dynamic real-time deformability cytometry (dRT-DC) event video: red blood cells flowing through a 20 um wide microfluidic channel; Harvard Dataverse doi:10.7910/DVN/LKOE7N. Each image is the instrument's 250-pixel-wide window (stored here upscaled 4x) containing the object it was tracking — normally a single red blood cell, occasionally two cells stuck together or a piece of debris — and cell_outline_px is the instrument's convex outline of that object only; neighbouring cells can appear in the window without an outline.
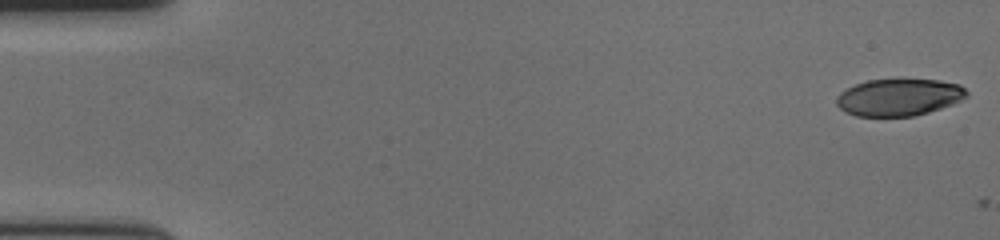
{"species": "human", "species_latin": "Homo sapiens", "temperature_condition": "cold", "stored_images_in_passage": 58, "camera_frame_rate_fps": 3000, "um_per_image_px": 0.085, "donor": {"sex": "female"}, "frame": {"image": 1, "passage_image": 1, "time_ms": 0.0, "image_size_px": [1000, 240], "cell_outline_px": [[968, 96], [952, 104], [928, 112], [912, 116], [856, 116], [844, 112], [836, 104], [836, 96], [840, 92], [856, 84], [868, 80], [896, 76], [904, 76], [940, 80], [960, 84], [968, 92]], "centroid_in_image_um": [76.41, 8.21], "position_along_channel_um": 8.6, "area_um2": 29.13}}
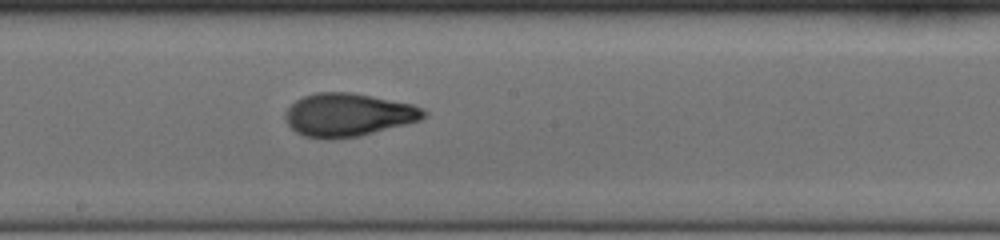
{"frame": {"image": 2, "passage_image": 32, "time_ms": 10.333, "image_size_px": [1000, 240], "cell_outline_px": [[428, 112], [420, 120], [360, 136], [304, 136], [296, 132], [284, 120], [284, 116], [288, 108], [296, 100], [304, 96], [316, 92], [352, 92], [412, 104], [424, 108]], "centroid_in_image_um": [29.61, 9.72], "position_along_channel_um": 218.6, "area_um2": 34.04}}
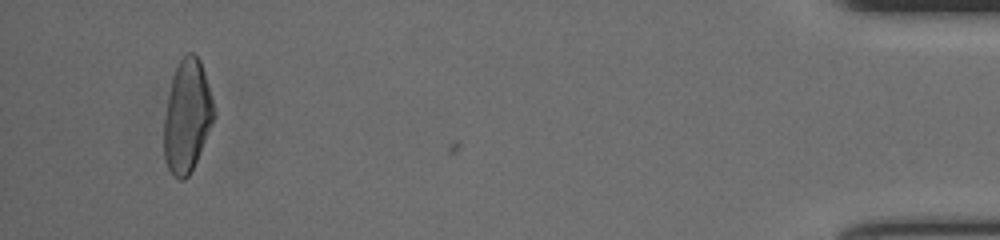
{"frame": {"image": 3, "passage_image": 55, "time_ms": 18.0, "image_size_px": [1000, 240], "cell_outline_px": [[216, 116], [196, 160], [188, 176], [184, 180], [180, 180], [172, 176], [168, 168], [164, 156], [164, 120], [168, 96], [172, 80], [176, 68], [180, 60], [188, 52], [192, 52], [200, 60], [204, 72], [216, 112]], "centroid_in_image_um": [15.9, 9.9], "position_along_channel_um": 419.3, "area_um2": 32.43}, "authors_computed_cell_mechanics": {"area_um2": 32.7726, "velocity_mm_per_s": 3.6263, "shape_relaxation_time_tau1_ms": 5.7543, "shape_relaxation_time_tau2_ms": 1.3941, "deformation_change_tau1": 0.2135, "deformation_change_tau2": 0.075}}